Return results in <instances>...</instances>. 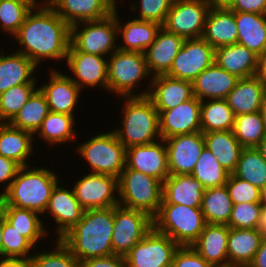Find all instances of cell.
<instances>
[{
    "label": "cell",
    "mask_w": 266,
    "mask_h": 267,
    "mask_svg": "<svg viewBox=\"0 0 266 267\" xmlns=\"http://www.w3.org/2000/svg\"><path fill=\"white\" fill-rule=\"evenodd\" d=\"M157 111L161 139L201 131V101L195 96L173 109Z\"/></svg>",
    "instance_id": "cell-16"
},
{
    "label": "cell",
    "mask_w": 266,
    "mask_h": 267,
    "mask_svg": "<svg viewBox=\"0 0 266 267\" xmlns=\"http://www.w3.org/2000/svg\"><path fill=\"white\" fill-rule=\"evenodd\" d=\"M28 1H30V2L33 3L35 6H37V2H36V0H28Z\"/></svg>",
    "instance_id": "cell-66"
},
{
    "label": "cell",
    "mask_w": 266,
    "mask_h": 267,
    "mask_svg": "<svg viewBox=\"0 0 266 267\" xmlns=\"http://www.w3.org/2000/svg\"><path fill=\"white\" fill-rule=\"evenodd\" d=\"M80 267H126V264L124 257L110 255L80 261Z\"/></svg>",
    "instance_id": "cell-52"
},
{
    "label": "cell",
    "mask_w": 266,
    "mask_h": 267,
    "mask_svg": "<svg viewBox=\"0 0 266 267\" xmlns=\"http://www.w3.org/2000/svg\"><path fill=\"white\" fill-rule=\"evenodd\" d=\"M66 60L78 79L70 78L80 89L84 85L90 87L99 85L108 89V60H104V56L77 51L70 44Z\"/></svg>",
    "instance_id": "cell-18"
},
{
    "label": "cell",
    "mask_w": 266,
    "mask_h": 267,
    "mask_svg": "<svg viewBox=\"0 0 266 267\" xmlns=\"http://www.w3.org/2000/svg\"><path fill=\"white\" fill-rule=\"evenodd\" d=\"M210 8L207 0H173L162 27L184 39L202 38Z\"/></svg>",
    "instance_id": "cell-10"
},
{
    "label": "cell",
    "mask_w": 266,
    "mask_h": 267,
    "mask_svg": "<svg viewBox=\"0 0 266 267\" xmlns=\"http://www.w3.org/2000/svg\"><path fill=\"white\" fill-rule=\"evenodd\" d=\"M226 187L233 204L261 202V190L233 174L229 175Z\"/></svg>",
    "instance_id": "cell-49"
},
{
    "label": "cell",
    "mask_w": 266,
    "mask_h": 267,
    "mask_svg": "<svg viewBox=\"0 0 266 267\" xmlns=\"http://www.w3.org/2000/svg\"><path fill=\"white\" fill-rule=\"evenodd\" d=\"M170 267H212L191 246H180Z\"/></svg>",
    "instance_id": "cell-51"
},
{
    "label": "cell",
    "mask_w": 266,
    "mask_h": 267,
    "mask_svg": "<svg viewBox=\"0 0 266 267\" xmlns=\"http://www.w3.org/2000/svg\"><path fill=\"white\" fill-rule=\"evenodd\" d=\"M77 149L89 162L91 173L112 175L118 179L126 167V148L114 131L95 135Z\"/></svg>",
    "instance_id": "cell-7"
},
{
    "label": "cell",
    "mask_w": 266,
    "mask_h": 267,
    "mask_svg": "<svg viewBox=\"0 0 266 267\" xmlns=\"http://www.w3.org/2000/svg\"><path fill=\"white\" fill-rule=\"evenodd\" d=\"M34 246L35 245L6 221L3 215L2 257L31 260V256L28 257V254Z\"/></svg>",
    "instance_id": "cell-46"
},
{
    "label": "cell",
    "mask_w": 266,
    "mask_h": 267,
    "mask_svg": "<svg viewBox=\"0 0 266 267\" xmlns=\"http://www.w3.org/2000/svg\"><path fill=\"white\" fill-rule=\"evenodd\" d=\"M261 114L263 117V123H264V130H265V134H266V101L263 102V105L261 107Z\"/></svg>",
    "instance_id": "cell-62"
},
{
    "label": "cell",
    "mask_w": 266,
    "mask_h": 267,
    "mask_svg": "<svg viewBox=\"0 0 266 267\" xmlns=\"http://www.w3.org/2000/svg\"><path fill=\"white\" fill-rule=\"evenodd\" d=\"M263 236L264 233L259 228L235 229L229 227L228 266H248L259 249Z\"/></svg>",
    "instance_id": "cell-28"
},
{
    "label": "cell",
    "mask_w": 266,
    "mask_h": 267,
    "mask_svg": "<svg viewBox=\"0 0 266 267\" xmlns=\"http://www.w3.org/2000/svg\"><path fill=\"white\" fill-rule=\"evenodd\" d=\"M36 90L35 83H25L0 94V123H9Z\"/></svg>",
    "instance_id": "cell-44"
},
{
    "label": "cell",
    "mask_w": 266,
    "mask_h": 267,
    "mask_svg": "<svg viewBox=\"0 0 266 267\" xmlns=\"http://www.w3.org/2000/svg\"><path fill=\"white\" fill-rule=\"evenodd\" d=\"M213 8H226L229 9L235 0H207Z\"/></svg>",
    "instance_id": "cell-58"
},
{
    "label": "cell",
    "mask_w": 266,
    "mask_h": 267,
    "mask_svg": "<svg viewBox=\"0 0 266 267\" xmlns=\"http://www.w3.org/2000/svg\"><path fill=\"white\" fill-rule=\"evenodd\" d=\"M191 175L206 188L226 185L230 173L226 171L216 157L206 148L201 152Z\"/></svg>",
    "instance_id": "cell-42"
},
{
    "label": "cell",
    "mask_w": 266,
    "mask_h": 267,
    "mask_svg": "<svg viewBox=\"0 0 266 267\" xmlns=\"http://www.w3.org/2000/svg\"><path fill=\"white\" fill-rule=\"evenodd\" d=\"M248 267H266V235L263 236L259 249Z\"/></svg>",
    "instance_id": "cell-55"
},
{
    "label": "cell",
    "mask_w": 266,
    "mask_h": 267,
    "mask_svg": "<svg viewBox=\"0 0 266 267\" xmlns=\"http://www.w3.org/2000/svg\"><path fill=\"white\" fill-rule=\"evenodd\" d=\"M261 204H266V186L260 192Z\"/></svg>",
    "instance_id": "cell-63"
},
{
    "label": "cell",
    "mask_w": 266,
    "mask_h": 267,
    "mask_svg": "<svg viewBox=\"0 0 266 267\" xmlns=\"http://www.w3.org/2000/svg\"><path fill=\"white\" fill-rule=\"evenodd\" d=\"M205 100L201 101V132L232 130L235 115L226 99Z\"/></svg>",
    "instance_id": "cell-37"
},
{
    "label": "cell",
    "mask_w": 266,
    "mask_h": 267,
    "mask_svg": "<svg viewBox=\"0 0 266 267\" xmlns=\"http://www.w3.org/2000/svg\"><path fill=\"white\" fill-rule=\"evenodd\" d=\"M258 228L266 235V204H262Z\"/></svg>",
    "instance_id": "cell-59"
},
{
    "label": "cell",
    "mask_w": 266,
    "mask_h": 267,
    "mask_svg": "<svg viewBox=\"0 0 266 267\" xmlns=\"http://www.w3.org/2000/svg\"><path fill=\"white\" fill-rule=\"evenodd\" d=\"M163 140L167 147L169 174H191L205 147L203 133L176 135Z\"/></svg>",
    "instance_id": "cell-15"
},
{
    "label": "cell",
    "mask_w": 266,
    "mask_h": 267,
    "mask_svg": "<svg viewBox=\"0 0 266 267\" xmlns=\"http://www.w3.org/2000/svg\"><path fill=\"white\" fill-rule=\"evenodd\" d=\"M58 184L52 191L45 211L55 218L58 224L57 239H61L81 220L84 210L80 207L73 189L71 191L67 188L63 189Z\"/></svg>",
    "instance_id": "cell-23"
},
{
    "label": "cell",
    "mask_w": 266,
    "mask_h": 267,
    "mask_svg": "<svg viewBox=\"0 0 266 267\" xmlns=\"http://www.w3.org/2000/svg\"><path fill=\"white\" fill-rule=\"evenodd\" d=\"M239 79L214 62L193 81V94L200 101H203L204 98L226 99Z\"/></svg>",
    "instance_id": "cell-25"
},
{
    "label": "cell",
    "mask_w": 266,
    "mask_h": 267,
    "mask_svg": "<svg viewBox=\"0 0 266 267\" xmlns=\"http://www.w3.org/2000/svg\"><path fill=\"white\" fill-rule=\"evenodd\" d=\"M33 134L11 126L9 123H0V155L16 162L20 167L28 166L27 159L32 149Z\"/></svg>",
    "instance_id": "cell-33"
},
{
    "label": "cell",
    "mask_w": 266,
    "mask_h": 267,
    "mask_svg": "<svg viewBox=\"0 0 266 267\" xmlns=\"http://www.w3.org/2000/svg\"><path fill=\"white\" fill-rule=\"evenodd\" d=\"M256 149L260 152L261 156L266 161V136L260 141Z\"/></svg>",
    "instance_id": "cell-60"
},
{
    "label": "cell",
    "mask_w": 266,
    "mask_h": 267,
    "mask_svg": "<svg viewBox=\"0 0 266 267\" xmlns=\"http://www.w3.org/2000/svg\"><path fill=\"white\" fill-rule=\"evenodd\" d=\"M184 38L166 31L163 27L158 31L155 41L145 51L147 68L154 71L155 76L166 75L173 60L180 51Z\"/></svg>",
    "instance_id": "cell-24"
},
{
    "label": "cell",
    "mask_w": 266,
    "mask_h": 267,
    "mask_svg": "<svg viewBox=\"0 0 266 267\" xmlns=\"http://www.w3.org/2000/svg\"><path fill=\"white\" fill-rule=\"evenodd\" d=\"M232 131L243 148H256L266 136L261 112L235 116Z\"/></svg>",
    "instance_id": "cell-41"
},
{
    "label": "cell",
    "mask_w": 266,
    "mask_h": 267,
    "mask_svg": "<svg viewBox=\"0 0 266 267\" xmlns=\"http://www.w3.org/2000/svg\"><path fill=\"white\" fill-rule=\"evenodd\" d=\"M3 212L0 207V256L2 257Z\"/></svg>",
    "instance_id": "cell-61"
},
{
    "label": "cell",
    "mask_w": 266,
    "mask_h": 267,
    "mask_svg": "<svg viewBox=\"0 0 266 267\" xmlns=\"http://www.w3.org/2000/svg\"><path fill=\"white\" fill-rule=\"evenodd\" d=\"M173 0H140L139 20L156 22L163 25Z\"/></svg>",
    "instance_id": "cell-50"
},
{
    "label": "cell",
    "mask_w": 266,
    "mask_h": 267,
    "mask_svg": "<svg viewBox=\"0 0 266 267\" xmlns=\"http://www.w3.org/2000/svg\"><path fill=\"white\" fill-rule=\"evenodd\" d=\"M153 228V218L147 213L114 206L112 231L113 255L124 257Z\"/></svg>",
    "instance_id": "cell-11"
},
{
    "label": "cell",
    "mask_w": 266,
    "mask_h": 267,
    "mask_svg": "<svg viewBox=\"0 0 266 267\" xmlns=\"http://www.w3.org/2000/svg\"><path fill=\"white\" fill-rule=\"evenodd\" d=\"M73 191L83 210L119 205L114 196L119 191L118 179L112 175L89 173L75 183Z\"/></svg>",
    "instance_id": "cell-14"
},
{
    "label": "cell",
    "mask_w": 266,
    "mask_h": 267,
    "mask_svg": "<svg viewBox=\"0 0 266 267\" xmlns=\"http://www.w3.org/2000/svg\"><path fill=\"white\" fill-rule=\"evenodd\" d=\"M116 12L115 8L113 13L104 19L79 22L84 24L81 31L78 23L71 25L70 44L77 51L88 54L105 56L110 51L114 53L118 50V46L114 45L118 34Z\"/></svg>",
    "instance_id": "cell-8"
},
{
    "label": "cell",
    "mask_w": 266,
    "mask_h": 267,
    "mask_svg": "<svg viewBox=\"0 0 266 267\" xmlns=\"http://www.w3.org/2000/svg\"><path fill=\"white\" fill-rule=\"evenodd\" d=\"M118 19L119 18H117V29L119 33H122L124 41V45L118 46V49L121 51L145 53L155 41L158 31L162 27V25L156 22L139 20L136 18L122 26Z\"/></svg>",
    "instance_id": "cell-34"
},
{
    "label": "cell",
    "mask_w": 266,
    "mask_h": 267,
    "mask_svg": "<svg viewBox=\"0 0 266 267\" xmlns=\"http://www.w3.org/2000/svg\"><path fill=\"white\" fill-rule=\"evenodd\" d=\"M37 8L39 10L33 13ZM14 37L20 43L19 52L38 66L45 58L66 60L70 45V26L46 1L27 14Z\"/></svg>",
    "instance_id": "cell-1"
},
{
    "label": "cell",
    "mask_w": 266,
    "mask_h": 267,
    "mask_svg": "<svg viewBox=\"0 0 266 267\" xmlns=\"http://www.w3.org/2000/svg\"><path fill=\"white\" fill-rule=\"evenodd\" d=\"M237 43L247 47L258 56L266 53V15L235 12Z\"/></svg>",
    "instance_id": "cell-31"
},
{
    "label": "cell",
    "mask_w": 266,
    "mask_h": 267,
    "mask_svg": "<svg viewBox=\"0 0 266 267\" xmlns=\"http://www.w3.org/2000/svg\"><path fill=\"white\" fill-rule=\"evenodd\" d=\"M114 206L84 210L81 220L60 240L79 260L113 255Z\"/></svg>",
    "instance_id": "cell-2"
},
{
    "label": "cell",
    "mask_w": 266,
    "mask_h": 267,
    "mask_svg": "<svg viewBox=\"0 0 266 267\" xmlns=\"http://www.w3.org/2000/svg\"><path fill=\"white\" fill-rule=\"evenodd\" d=\"M258 55L238 43L215 49L214 62L238 78L256 75Z\"/></svg>",
    "instance_id": "cell-29"
},
{
    "label": "cell",
    "mask_w": 266,
    "mask_h": 267,
    "mask_svg": "<svg viewBox=\"0 0 266 267\" xmlns=\"http://www.w3.org/2000/svg\"><path fill=\"white\" fill-rule=\"evenodd\" d=\"M69 25L104 19L113 13L111 0H46Z\"/></svg>",
    "instance_id": "cell-20"
},
{
    "label": "cell",
    "mask_w": 266,
    "mask_h": 267,
    "mask_svg": "<svg viewBox=\"0 0 266 267\" xmlns=\"http://www.w3.org/2000/svg\"><path fill=\"white\" fill-rule=\"evenodd\" d=\"M111 3H112V5H113L115 8H117V7H116V0H111Z\"/></svg>",
    "instance_id": "cell-65"
},
{
    "label": "cell",
    "mask_w": 266,
    "mask_h": 267,
    "mask_svg": "<svg viewBox=\"0 0 266 267\" xmlns=\"http://www.w3.org/2000/svg\"><path fill=\"white\" fill-rule=\"evenodd\" d=\"M108 90L122 97L137 96L132 89L149 73L145 53L116 50L108 60Z\"/></svg>",
    "instance_id": "cell-9"
},
{
    "label": "cell",
    "mask_w": 266,
    "mask_h": 267,
    "mask_svg": "<svg viewBox=\"0 0 266 267\" xmlns=\"http://www.w3.org/2000/svg\"><path fill=\"white\" fill-rule=\"evenodd\" d=\"M233 202L226 185L206 188L201 210L208 224H228L232 214Z\"/></svg>",
    "instance_id": "cell-36"
},
{
    "label": "cell",
    "mask_w": 266,
    "mask_h": 267,
    "mask_svg": "<svg viewBox=\"0 0 266 267\" xmlns=\"http://www.w3.org/2000/svg\"><path fill=\"white\" fill-rule=\"evenodd\" d=\"M205 187L189 175H169L163 182V201L161 204H181L201 207Z\"/></svg>",
    "instance_id": "cell-26"
},
{
    "label": "cell",
    "mask_w": 266,
    "mask_h": 267,
    "mask_svg": "<svg viewBox=\"0 0 266 267\" xmlns=\"http://www.w3.org/2000/svg\"><path fill=\"white\" fill-rule=\"evenodd\" d=\"M232 174L262 190L266 186V161L256 148H243Z\"/></svg>",
    "instance_id": "cell-40"
},
{
    "label": "cell",
    "mask_w": 266,
    "mask_h": 267,
    "mask_svg": "<svg viewBox=\"0 0 266 267\" xmlns=\"http://www.w3.org/2000/svg\"><path fill=\"white\" fill-rule=\"evenodd\" d=\"M73 124L72 115L50 111L36 133H39V136L47 140L49 144L64 143L76 138Z\"/></svg>",
    "instance_id": "cell-43"
},
{
    "label": "cell",
    "mask_w": 266,
    "mask_h": 267,
    "mask_svg": "<svg viewBox=\"0 0 266 267\" xmlns=\"http://www.w3.org/2000/svg\"><path fill=\"white\" fill-rule=\"evenodd\" d=\"M119 205L139 210L154 218L163 201V182L143 174L142 172L125 168L118 178Z\"/></svg>",
    "instance_id": "cell-5"
},
{
    "label": "cell",
    "mask_w": 266,
    "mask_h": 267,
    "mask_svg": "<svg viewBox=\"0 0 266 267\" xmlns=\"http://www.w3.org/2000/svg\"><path fill=\"white\" fill-rule=\"evenodd\" d=\"M214 58L215 49L203 38L185 39L166 75L193 82L214 63Z\"/></svg>",
    "instance_id": "cell-13"
},
{
    "label": "cell",
    "mask_w": 266,
    "mask_h": 267,
    "mask_svg": "<svg viewBox=\"0 0 266 267\" xmlns=\"http://www.w3.org/2000/svg\"><path fill=\"white\" fill-rule=\"evenodd\" d=\"M48 84L39 89L45 95L49 110L55 113L73 115L79 99L80 88L71 80L70 75L52 70Z\"/></svg>",
    "instance_id": "cell-22"
},
{
    "label": "cell",
    "mask_w": 266,
    "mask_h": 267,
    "mask_svg": "<svg viewBox=\"0 0 266 267\" xmlns=\"http://www.w3.org/2000/svg\"><path fill=\"white\" fill-rule=\"evenodd\" d=\"M202 38L214 49L237 43L235 12L226 8L211 7Z\"/></svg>",
    "instance_id": "cell-27"
},
{
    "label": "cell",
    "mask_w": 266,
    "mask_h": 267,
    "mask_svg": "<svg viewBox=\"0 0 266 267\" xmlns=\"http://www.w3.org/2000/svg\"><path fill=\"white\" fill-rule=\"evenodd\" d=\"M49 112L50 110L46 97L41 90L37 88L9 124L13 127L34 134L38 131L41 123Z\"/></svg>",
    "instance_id": "cell-38"
},
{
    "label": "cell",
    "mask_w": 266,
    "mask_h": 267,
    "mask_svg": "<svg viewBox=\"0 0 266 267\" xmlns=\"http://www.w3.org/2000/svg\"><path fill=\"white\" fill-rule=\"evenodd\" d=\"M151 87L137 96H147L156 110H170L194 97L193 82L159 75L152 78Z\"/></svg>",
    "instance_id": "cell-19"
},
{
    "label": "cell",
    "mask_w": 266,
    "mask_h": 267,
    "mask_svg": "<svg viewBox=\"0 0 266 267\" xmlns=\"http://www.w3.org/2000/svg\"><path fill=\"white\" fill-rule=\"evenodd\" d=\"M34 7L28 0H0V26L14 36Z\"/></svg>",
    "instance_id": "cell-45"
},
{
    "label": "cell",
    "mask_w": 266,
    "mask_h": 267,
    "mask_svg": "<svg viewBox=\"0 0 266 267\" xmlns=\"http://www.w3.org/2000/svg\"><path fill=\"white\" fill-rule=\"evenodd\" d=\"M180 246L154 227L124 256L127 267H170Z\"/></svg>",
    "instance_id": "cell-12"
},
{
    "label": "cell",
    "mask_w": 266,
    "mask_h": 267,
    "mask_svg": "<svg viewBox=\"0 0 266 267\" xmlns=\"http://www.w3.org/2000/svg\"><path fill=\"white\" fill-rule=\"evenodd\" d=\"M229 9L234 12H250L266 15V0H235Z\"/></svg>",
    "instance_id": "cell-53"
},
{
    "label": "cell",
    "mask_w": 266,
    "mask_h": 267,
    "mask_svg": "<svg viewBox=\"0 0 266 267\" xmlns=\"http://www.w3.org/2000/svg\"><path fill=\"white\" fill-rule=\"evenodd\" d=\"M228 236V225L207 223L191 247L212 267H228Z\"/></svg>",
    "instance_id": "cell-21"
},
{
    "label": "cell",
    "mask_w": 266,
    "mask_h": 267,
    "mask_svg": "<svg viewBox=\"0 0 266 267\" xmlns=\"http://www.w3.org/2000/svg\"><path fill=\"white\" fill-rule=\"evenodd\" d=\"M154 142L147 145H134L126 148V167L150 175L161 182L170 175L167 147Z\"/></svg>",
    "instance_id": "cell-17"
},
{
    "label": "cell",
    "mask_w": 266,
    "mask_h": 267,
    "mask_svg": "<svg viewBox=\"0 0 266 267\" xmlns=\"http://www.w3.org/2000/svg\"><path fill=\"white\" fill-rule=\"evenodd\" d=\"M205 147L230 174L236 169L243 147L232 130L203 133Z\"/></svg>",
    "instance_id": "cell-35"
},
{
    "label": "cell",
    "mask_w": 266,
    "mask_h": 267,
    "mask_svg": "<svg viewBox=\"0 0 266 267\" xmlns=\"http://www.w3.org/2000/svg\"><path fill=\"white\" fill-rule=\"evenodd\" d=\"M31 267H80V261L58 239L55 251L31 256Z\"/></svg>",
    "instance_id": "cell-47"
},
{
    "label": "cell",
    "mask_w": 266,
    "mask_h": 267,
    "mask_svg": "<svg viewBox=\"0 0 266 267\" xmlns=\"http://www.w3.org/2000/svg\"><path fill=\"white\" fill-rule=\"evenodd\" d=\"M261 207V202L233 204L232 214L227 225L235 229L258 228Z\"/></svg>",
    "instance_id": "cell-48"
},
{
    "label": "cell",
    "mask_w": 266,
    "mask_h": 267,
    "mask_svg": "<svg viewBox=\"0 0 266 267\" xmlns=\"http://www.w3.org/2000/svg\"><path fill=\"white\" fill-rule=\"evenodd\" d=\"M255 76L262 85H266V53L258 57V68Z\"/></svg>",
    "instance_id": "cell-57"
},
{
    "label": "cell",
    "mask_w": 266,
    "mask_h": 267,
    "mask_svg": "<svg viewBox=\"0 0 266 267\" xmlns=\"http://www.w3.org/2000/svg\"><path fill=\"white\" fill-rule=\"evenodd\" d=\"M264 87V101H266V85H263Z\"/></svg>",
    "instance_id": "cell-64"
},
{
    "label": "cell",
    "mask_w": 266,
    "mask_h": 267,
    "mask_svg": "<svg viewBox=\"0 0 266 267\" xmlns=\"http://www.w3.org/2000/svg\"><path fill=\"white\" fill-rule=\"evenodd\" d=\"M226 101L235 116L260 112L264 102V87L256 76L241 78L227 95Z\"/></svg>",
    "instance_id": "cell-30"
},
{
    "label": "cell",
    "mask_w": 266,
    "mask_h": 267,
    "mask_svg": "<svg viewBox=\"0 0 266 267\" xmlns=\"http://www.w3.org/2000/svg\"><path fill=\"white\" fill-rule=\"evenodd\" d=\"M36 65L24 54L16 52L11 55H0V94L25 83H36L32 77Z\"/></svg>",
    "instance_id": "cell-32"
},
{
    "label": "cell",
    "mask_w": 266,
    "mask_h": 267,
    "mask_svg": "<svg viewBox=\"0 0 266 267\" xmlns=\"http://www.w3.org/2000/svg\"><path fill=\"white\" fill-rule=\"evenodd\" d=\"M201 207L161 204L153 218V227L173 239L179 246H191L206 226Z\"/></svg>",
    "instance_id": "cell-6"
},
{
    "label": "cell",
    "mask_w": 266,
    "mask_h": 267,
    "mask_svg": "<svg viewBox=\"0 0 266 267\" xmlns=\"http://www.w3.org/2000/svg\"><path fill=\"white\" fill-rule=\"evenodd\" d=\"M19 167L8 190L0 197V206H15L44 213L58 181L49 169ZM27 170V171H26Z\"/></svg>",
    "instance_id": "cell-3"
},
{
    "label": "cell",
    "mask_w": 266,
    "mask_h": 267,
    "mask_svg": "<svg viewBox=\"0 0 266 267\" xmlns=\"http://www.w3.org/2000/svg\"><path fill=\"white\" fill-rule=\"evenodd\" d=\"M121 129L114 130L125 148L134 145H147L156 142L160 135L159 112L147 96L124 97Z\"/></svg>",
    "instance_id": "cell-4"
},
{
    "label": "cell",
    "mask_w": 266,
    "mask_h": 267,
    "mask_svg": "<svg viewBox=\"0 0 266 267\" xmlns=\"http://www.w3.org/2000/svg\"><path fill=\"white\" fill-rule=\"evenodd\" d=\"M19 165L11 159L5 158L0 155V183H4L5 181H9L7 184L5 191L0 194V197L8 190L11 182L14 180L16 173L19 169Z\"/></svg>",
    "instance_id": "cell-54"
},
{
    "label": "cell",
    "mask_w": 266,
    "mask_h": 267,
    "mask_svg": "<svg viewBox=\"0 0 266 267\" xmlns=\"http://www.w3.org/2000/svg\"><path fill=\"white\" fill-rule=\"evenodd\" d=\"M0 267H31V260L24 258H4L0 260Z\"/></svg>",
    "instance_id": "cell-56"
},
{
    "label": "cell",
    "mask_w": 266,
    "mask_h": 267,
    "mask_svg": "<svg viewBox=\"0 0 266 267\" xmlns=\"http://www.w3.org/2000/svg\"><path fill=\"white\" fill-rule=\"evenodd\" d=\"M5 217L21 235L26 237L33 245L42 236L45 237L46 230L43 227L39 213L33 210L17 208L15 206H0Z\"/></svg>",
    "instance_id": "cell-39"
}]
</instances>
